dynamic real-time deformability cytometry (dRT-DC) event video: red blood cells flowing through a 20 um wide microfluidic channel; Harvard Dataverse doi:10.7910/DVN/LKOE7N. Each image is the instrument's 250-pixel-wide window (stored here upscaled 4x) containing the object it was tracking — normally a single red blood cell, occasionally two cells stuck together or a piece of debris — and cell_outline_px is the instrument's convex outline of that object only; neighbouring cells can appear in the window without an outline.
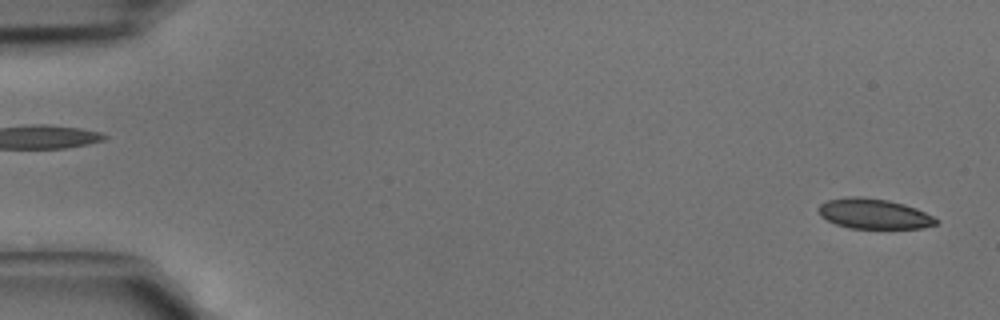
{"species": "common noctule bat (a hibernating species)", "species_latin": "Nyctalus noctula", "temperature_condition": "cold", "stored_images_in_passage": 5, "segment_of_instrument_passage": [2, 2], "camera_frame_rate_fps": 3000, "um_per_image_px": 0.085, "animal": {"sex": "male", "body_mass_g": 15.6}, "frame": {"image": 1, "passage_image": 5, "time_ms": 1.333, "image_size_px": [1000, 320], "cell_outline_px": [[940, 220], [936, 224], [924, 228], [848, 228], [836, 224], [820, 216], [816, 208], [820, 204], [828, 200], [848, 196], [860, 196], [888, 200], [904, 204], [916, 208]], "centroid_in_image_um": [74.26, 18.16], "position_along_channel_um": 10.7, "area_um2": 20.75}}